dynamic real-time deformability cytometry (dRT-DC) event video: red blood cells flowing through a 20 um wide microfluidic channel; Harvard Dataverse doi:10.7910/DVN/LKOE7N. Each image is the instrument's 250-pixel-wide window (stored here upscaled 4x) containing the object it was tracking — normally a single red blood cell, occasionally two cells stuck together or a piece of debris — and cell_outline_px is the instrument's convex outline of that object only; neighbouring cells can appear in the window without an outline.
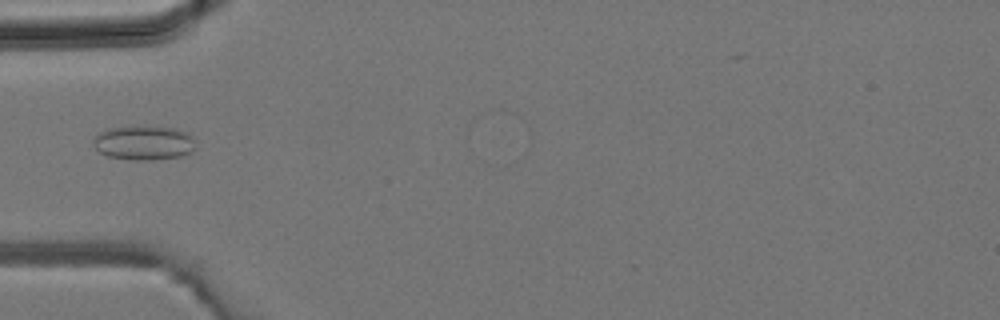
{"species": "common noctule bat (a hibernating species)", "species_latin": "Nyctalus noctula", "temperature_condition": "room temperature", "stored_images_in_passage": 4, "camera_frame_rate_fps": 3000, "um_per_image_px": 0.085, "animal": {"sex": "male", "body_mass_g": 19.2, "forearm_length_mm": 51.8}, "frame": {"image": 1, "passage_image": 4, "time_ms": 1.0, "image_size_px": [1000, 320], "cell_outline_px": [[196, 148], [180, 156], [152, 160], [132, 160], [108, 156], [100, 152], [92, 144], [92, 140], [104, 128], [176, 128], [192, 136]], "centroid_in_image_um": [12.2, 12.17], "position_along_channel_um": 72.8, "area_um2": 19.94}}